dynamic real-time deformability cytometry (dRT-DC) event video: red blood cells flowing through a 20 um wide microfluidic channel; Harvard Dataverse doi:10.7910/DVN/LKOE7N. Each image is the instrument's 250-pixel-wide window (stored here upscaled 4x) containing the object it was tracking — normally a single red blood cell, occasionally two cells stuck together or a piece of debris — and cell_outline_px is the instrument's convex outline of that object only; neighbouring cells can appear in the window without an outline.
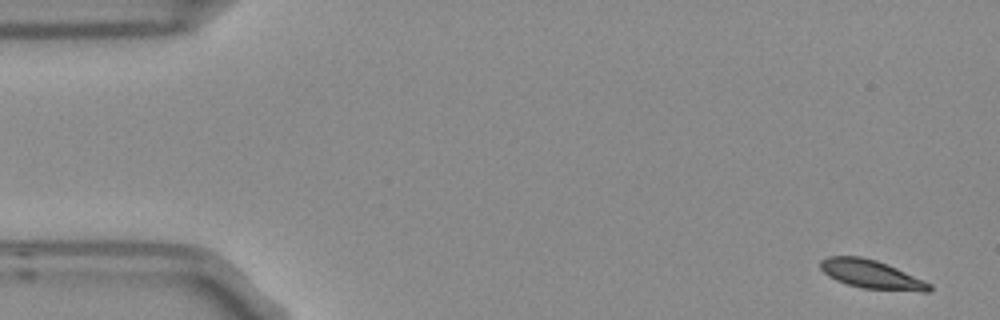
{"species": "Egyptian fruit bat (a non-hibernating species)", "species_latin": "Rousettus aegyptiacus", "temperature_condition": "room temperature", "stored_images_in_passage": 5, "camera_frame_rate_fps": 3000, "um_per_image_px": 0.085, "frame": {"image": 1, "passage_image": 1, "time_ms": 0.0, "image_size_px": [1000, 320], "cell_outline_px": [[932, 288], [928, 292], [920, 292], [864, 288], [848, 284], [836, 280], [828, 276], [820, 268], [820, 260], [828, 256], [860, 256], [876, 260], [896, 268], [924, 280], [932, 284]], "centroid_in_image_um": [74.08, 23.32], "position_along_channel_um": 10.9, "area_um2": 18.09}}
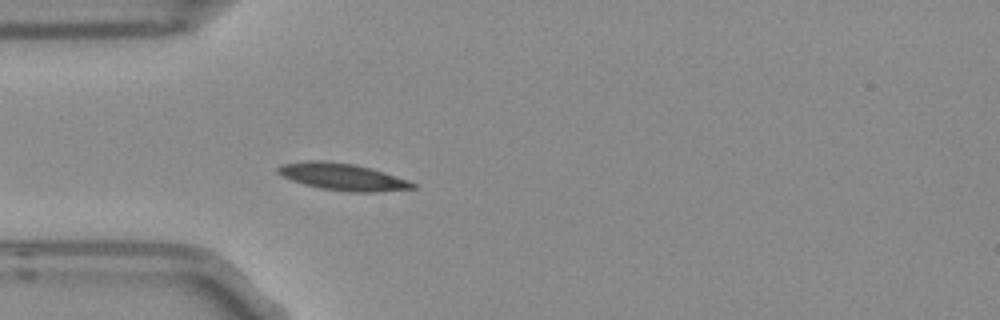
{"frame": {"image": 2, "passage_image": 5, "time_ms": 1.333, "image_size_px": [1000, 320], "cell_outline_px": [[416, 188], [376, 192], [348, 192], [320, 188], [304, 184], [292, 180], [276, 172], [276, 168], [280, 164], [308, 160], [324, 160], [356, 164], [372, 168], [408, 180], [416, 184]], "centroid_in_image_um": [29.11, 15.02], "position_along_channel_um": 55.9, "area_um2": 21.33}}